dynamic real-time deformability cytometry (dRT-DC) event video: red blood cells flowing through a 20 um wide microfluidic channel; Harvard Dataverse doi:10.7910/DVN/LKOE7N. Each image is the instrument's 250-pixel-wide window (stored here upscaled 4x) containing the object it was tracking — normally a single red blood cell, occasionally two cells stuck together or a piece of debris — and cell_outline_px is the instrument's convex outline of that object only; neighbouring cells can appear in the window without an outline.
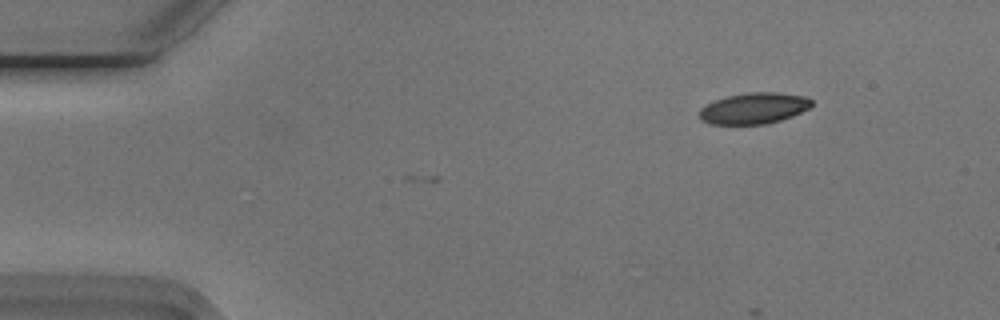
{"species": "Egyptian fruit bat (a non-hibernating species)", "species_latin": "Rousettus aegyptiacus", "temperature_condition": "cold", "stored_images_in_passage": 2, "camera_frame_rate_fps": 3000, "um_per_image_px": 0.085, "animal": {"sex": "male"}, "frame": {"image": 1, "passage_image": 2, "time_ms": 0.333, "image_size_px": [1000, 320], "cell_outline_px": [[812, 104], [808, 108], [792, 116], [780, 120], [764, 124], [712, 124], [704, 120], [700, 116], [700, 108], [716, 100], [728, 96], [748, 92], [776, 92], [804, 96], [812, 100]], "centroid_in_image_um": [64.1, 9.2], "position_along_channel_um": 20.9, "area_um2": 20.0}}